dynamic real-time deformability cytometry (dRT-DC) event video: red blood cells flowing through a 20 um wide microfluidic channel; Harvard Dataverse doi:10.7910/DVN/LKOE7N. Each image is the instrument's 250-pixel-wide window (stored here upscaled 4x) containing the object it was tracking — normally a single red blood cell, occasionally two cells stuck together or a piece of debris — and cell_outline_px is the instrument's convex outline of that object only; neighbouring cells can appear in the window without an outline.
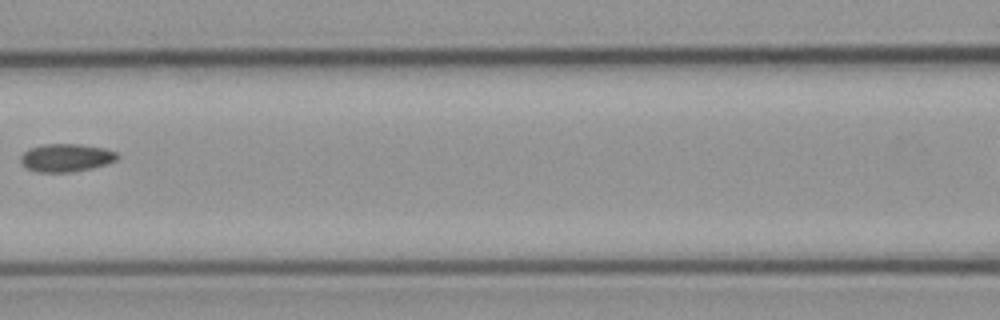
{"species": "common noctule bat (a hibernating species)", "species_latin": "Nyctalus noctula", "temperature_condition": "cold", "stored_images_in_passage": 6, "segment_of_instrument_passage": [1, 2], "camera_frame_rate_fps": 3000, "um_per_image_px": 0.085, "animal": {"sex": "male", "body_mass_g": 23.1, "forearm_length_mm": 52.7}, "frame": {"image": 1, "passage_image": 5, "time_ms": 4.333, "image_size_px": [1000, 320], "cell_outline_px": [[120, 156], [116, 160], [92, 168], [72, 172], [36, 172], [28, 168], [20, 160], [20, 156], [24, 152], [32, 148], [44, 144], [80, 144], [104, 148], [116, 152]], "centroid_in_image_um": [5.64, 13.4], "position_along_channel_um": 161.0, "area_um2": 15.61}}